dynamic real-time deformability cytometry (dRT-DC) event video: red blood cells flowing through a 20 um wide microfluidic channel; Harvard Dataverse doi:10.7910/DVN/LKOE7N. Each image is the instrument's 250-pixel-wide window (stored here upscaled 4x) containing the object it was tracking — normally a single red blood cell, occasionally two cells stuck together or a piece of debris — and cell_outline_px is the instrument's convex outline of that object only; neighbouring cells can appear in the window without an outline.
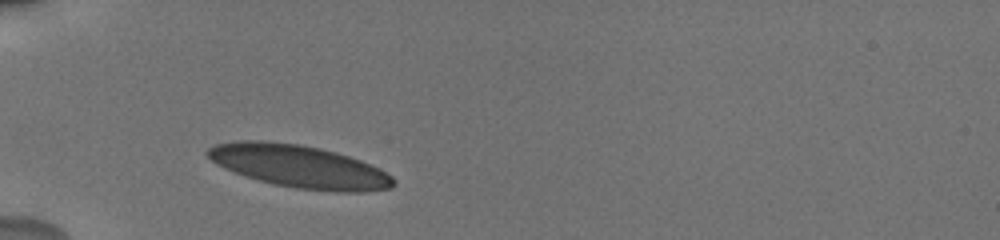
{"species": "human", "species_latin": "Homo sapiens", "temperature_condition": "cold", "stored_images_in_passage": 16, "camera_frame_rate_fps": 3000, "um_per_image_px": 0.085, "donor": {"sex": "male"}, "frame": {"image": 1, "passage_image": 1, "time_ms": 0.0, "image_size_px": [1000, 240], "cell_outline_px": [[396, 184], [392, 188], [364, 192], [336, 192], [296, 188], [276, 184], [260, 180], [224, 168], [216, 164], [204, 152], [208, 148], [216, 144], [236, 140], [260, 140], [300, 144], [320, 148], [336, 152], [360, 160], [392, 176], [396, 180]], "centroid_in_image_um": [25.44, 14.14], "position_along_channel_um": 59.6, "area_um2": 45.95}}
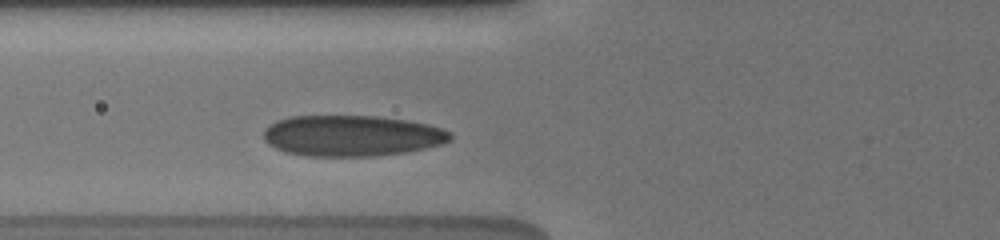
{"frame": {"image": 2, "passage_image": 8, "time_ms": 1.333, "image_size_px": [1000, 240], "cell_outline_px": [[452, 140], [440, 144], [424, 148], [404, 152], [376, 156], [304, 156], [284, 152], [268, 144], [264, 140], [264, 128], [268, 124], [276, 120], [288, 116], [376, 116], [408, 120], [428, 124], [452, 132]], "centroid_in_image_um": [29.86, 11.53], "position_along_channel_um": 95.9, "area_um2": 44.85}}